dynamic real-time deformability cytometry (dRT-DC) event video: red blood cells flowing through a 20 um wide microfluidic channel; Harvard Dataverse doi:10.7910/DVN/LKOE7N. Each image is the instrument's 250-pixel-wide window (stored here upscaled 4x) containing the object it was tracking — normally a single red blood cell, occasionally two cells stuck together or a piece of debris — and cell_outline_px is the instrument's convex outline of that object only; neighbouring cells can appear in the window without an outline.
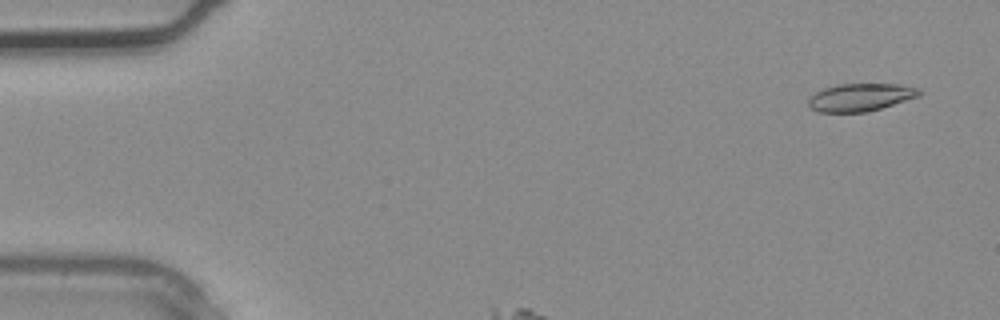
{"species": "common noctule bat (a hibernating species)", "species_latin": "Nyctalus noctula", "temperature_condition": "warm", "stored_images_in_passage": 3, "camera_frame_rate_fps": 3000, "um_per_image_px": 0.085, "animal": {"sex": "male", "body_mass_g": 20.4}, "frame": {"image": 1, "passage_image": 1, "time_ms": 0.0, "image_size_px": [1000, 320], "cell_outline_px": [[924, 92], [920, 96], [880, 108], [864, 112], [816, 112], [808, 104], [808, 100], [816, 92], [824, 88], [840, 84], [904, 84], [920, 88]], "centroid_in_image_um": [73.2, 8.26], "position_along_channel_um": 11.8, "area_um2": 17.92}}
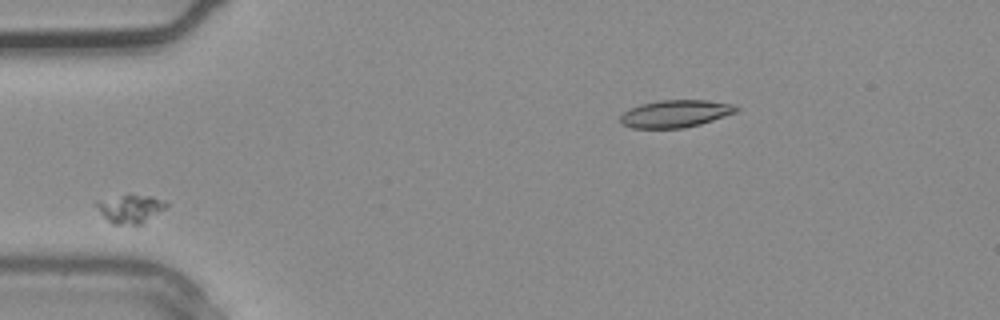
{"frame": {"image": 2, "passage_image": 2, "time_ms": 0.333, "image_size_px": [1000, 320], "cell_outline_px": [[168, 204], [164, 208], [144, 224], [112, 224], [100, 212], [96, 204], [96, 200], [124, 196], [152, 196], [168, 200]], "centroid_in_image_um": [11.12, 17.76], "position_along_channel_um": 73.9, "area_um2": 11.27}}